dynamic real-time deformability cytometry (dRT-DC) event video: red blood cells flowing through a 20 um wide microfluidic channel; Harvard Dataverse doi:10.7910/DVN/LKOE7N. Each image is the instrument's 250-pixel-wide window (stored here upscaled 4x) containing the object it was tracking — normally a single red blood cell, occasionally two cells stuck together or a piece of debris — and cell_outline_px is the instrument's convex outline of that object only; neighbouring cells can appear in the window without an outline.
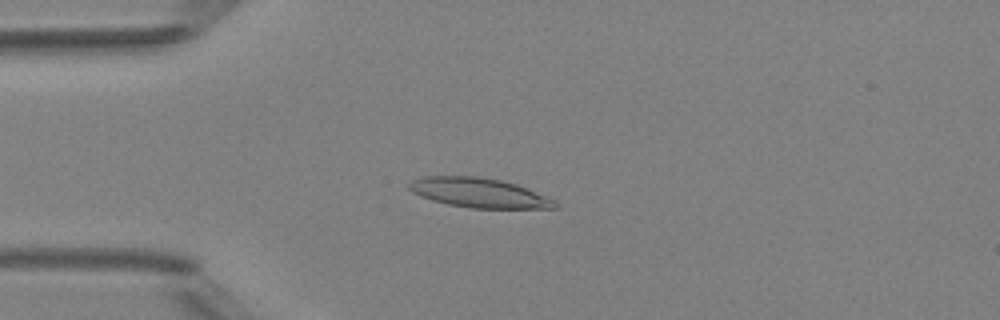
{"species": "Egyptian fruit bat (a non-hibernating species)", "species_latin": "Rousettus aegyptiacus", "temperature_condition": "room temperature", "stored_images_in_passage": 36, "camera_frame_rate_fps": 3000, "um_per_image_px": 0.085, "animal": {"sex": "female"}, "frame": {"image": 1, "passage_image": 3, "time_ms": 0.667, "image_size_px": [1000, 320], "cell_outline_px": [[560, 204], [556, 208], [468, 208], [448, 204], [432, 200], [420, 196], [412, 192], [408, 188], [408, 184], [412, 180], [424, 176], [476, 176], [500, 180], [516, 184], [556, 200]], "centroid_in_image_um": [40.71, 16.39], "position_along_channel_um": 44.3, "area_um2": 25.14}}
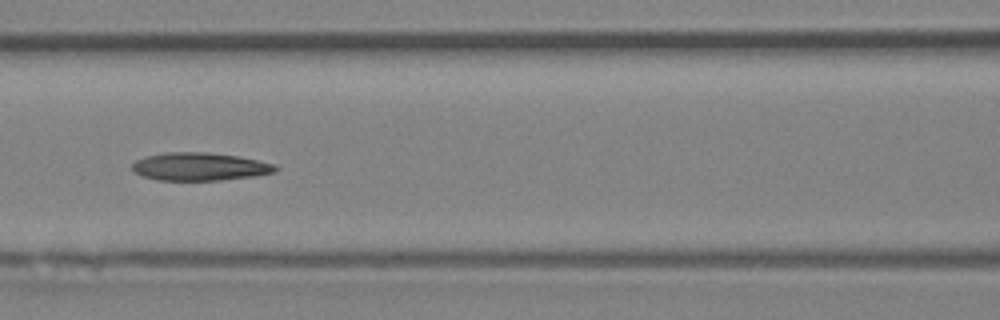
{"frame": {"image": 2, "passage_image": 12, "time_ms": 3.667, "image_size_px": [1000, 320], "cell_outline_px": [[280, 168], [276, 172], [256, 176], [220, 180], [156, 180], [140, 176], [132, 168], [132, 164], [136, 160], [144, 156], [164, 152], [208, 152], [240, 156], [276, 164]], "centroid_in_image_um": [17.0, 14.16], "position_along_channel_um": 149.6, "area_um2": 23.7}}
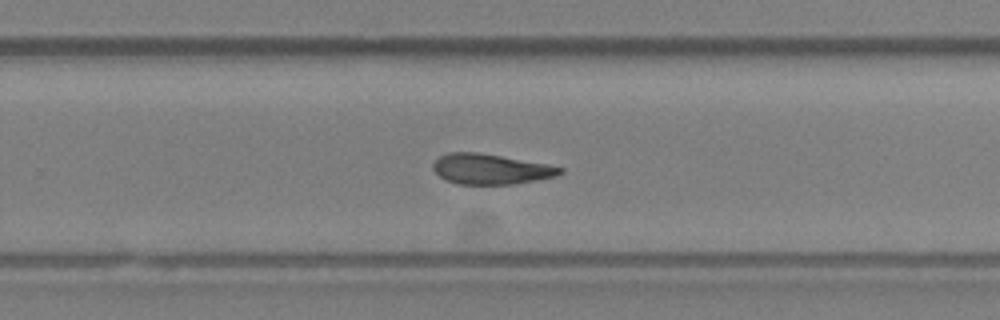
{"frame": {"image": 3, "passage_image": 22, "time_ms": 7.0, "image_size_px": [1000, 320], "cell_outline_px": [[564, 172], [556, 176], [516, 184], [460, 184], [448, 180], [440, 176], [432, 168], [432, 164], [440, 156], [448, 152], [476, 152], [548, 164], [564, 168]], "centroid_in_image_um": [41.73, 14.37], "position_along_channel_um": 288.1, "area_um2": 22.25}, "authors_computed_cell_mechanics": {"area_um2": 23.2067, "velocity_mm_per_s": 4.1642, "shape_relaxation_time_tau1_ms": null, "shape_relaxation_time_tau2_ms": 4.8786, "deformation_change_tau1": null, "deformation_change_tau2": 0.1387}}